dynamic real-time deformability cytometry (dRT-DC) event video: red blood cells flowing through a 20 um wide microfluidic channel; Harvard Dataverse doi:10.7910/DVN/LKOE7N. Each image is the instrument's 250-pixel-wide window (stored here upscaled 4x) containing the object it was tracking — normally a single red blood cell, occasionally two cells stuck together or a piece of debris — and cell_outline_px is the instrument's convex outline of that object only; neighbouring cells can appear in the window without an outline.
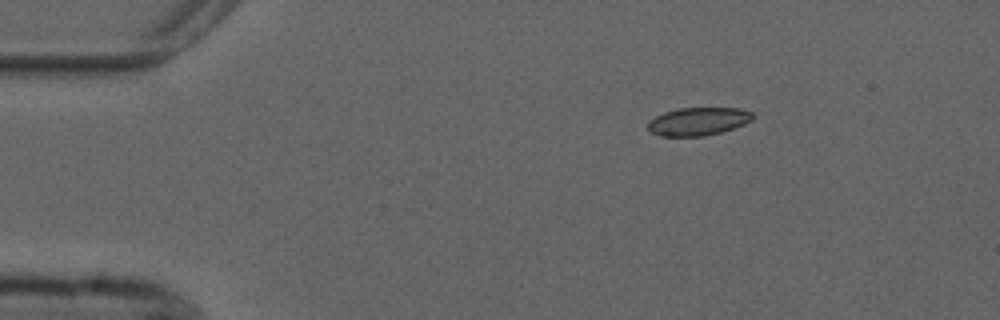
{"species": "common noctule bat (a hibernating species)", "species_latin": "Nyctalus noctula", "temperature_condition": "cold", "stored_images_in_passage": 3, "camera_frame_rate_fps": 3000, "um_per_image_px": 0.085, "animal": {"sex": "male", "forearm_length_mm": 52.5}, "frame": {"image": 1, "passage_image": 1, "time_ms": 0.0, "image_size_px": [1000, 320], "cell_outline_px": [[756, 116], [752, 120], [744, 124], [720, 132], [704, 136], [660, 136], [652, 132], [648, 128], [648, 120], [664, 112], [680, 108], [740, 108], [752, 112]], "centroid_in_image_um": [59.36, 10.31], "position_along_channel_um": 25.6, "area_um2": 17.11}}